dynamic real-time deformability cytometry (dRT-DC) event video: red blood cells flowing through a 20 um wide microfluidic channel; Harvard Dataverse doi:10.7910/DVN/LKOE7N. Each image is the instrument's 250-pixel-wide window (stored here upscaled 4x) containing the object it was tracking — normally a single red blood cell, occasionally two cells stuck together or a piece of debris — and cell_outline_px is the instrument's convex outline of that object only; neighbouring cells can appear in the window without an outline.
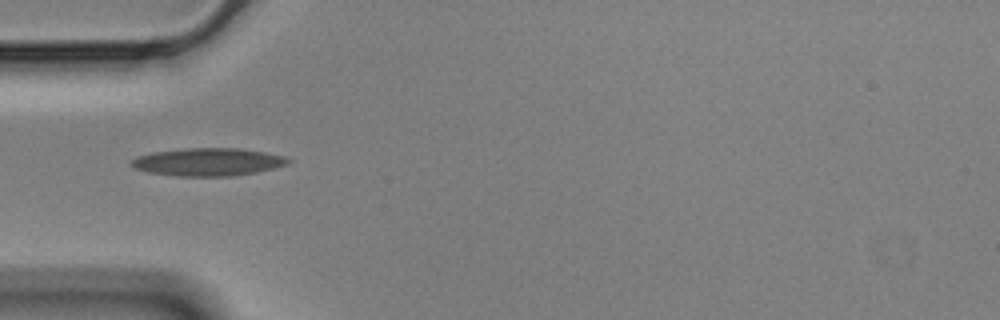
{"species": "Egyptian fruit bat (a non-hibernating species)", "species_latin": "Rousettus aegyptiacus", "temperature_condition": "cold", "stored_images_in_passage": 39, "camera_frame_rate_fps": 3000, "um_per_image_px": 0.085, "animal": {"sex": "male"}, "frame": {"image": 1, "passage_image": 1, "time_ms": 0.0, "image_size_px": [1000, 320], "cell_outline_px": [[292, 160], [288, 164], [256, 172], [232, 176], [176, 176], [148, 172], [136, 168], [128, 164], [136, 156], [152, 152], [184, 148], [240, 148], [264, 152], [284, 156]], "centroid_in_image_um": [17.66, 13.76], "position_along_channel_um": 67.3, "area_um2": 25.43}, "authors_computed_cell_mechanics": {"area_um2": 21.097, "velocity_mm_per_s": 3.517, "shape_relaxation_time_tau1_ms": 7.6576, "shape_relaxation_time_tau2_ms": 1.599, "deformation_change_tau1": 0.2117, "deformation_change_tau2": 0.0833}}